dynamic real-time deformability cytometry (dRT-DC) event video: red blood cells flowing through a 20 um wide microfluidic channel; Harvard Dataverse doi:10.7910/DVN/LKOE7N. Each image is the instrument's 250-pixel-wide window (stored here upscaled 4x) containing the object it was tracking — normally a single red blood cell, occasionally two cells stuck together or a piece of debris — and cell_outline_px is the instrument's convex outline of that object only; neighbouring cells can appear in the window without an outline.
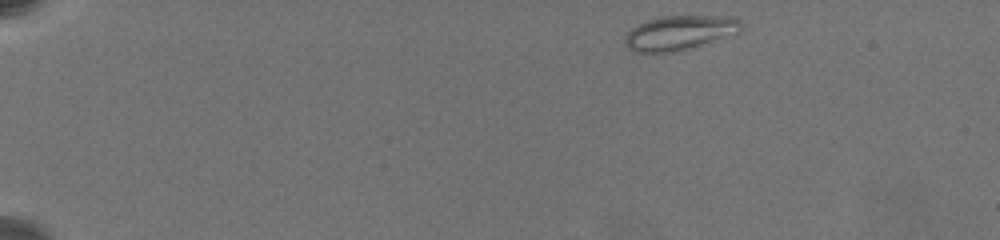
{"species": "common noctule bat (a hibernating species)", "species_latin": "Nyctalus noctula", "temperature_condition": "warm", "stored_images_in_passage": 29, "camera_frame_rate_fps": 3000, "um_per_image_px": 0.085, "animal": {"sex": "female", "body_mass_g": 19.5, "forearm_length_mm": 54.1}, "frame": {"image": 1, "passage_image": 1, "time_ms": 0.0, "image_size_px": [1000, 240], "cell_outline_px": [[740, 24], [736, 32], [688, 48], [672, 52], [636, 52], [628, 48], [624, 44], [624, 40], [628, 32], [632, 28], [648, 20], [660, 16], [724, 16], [736, 20]], "centroid_in_image_um": [57.63, 2.78], "position_along_channel_um": 27.4, "area_um2": 22.37}}
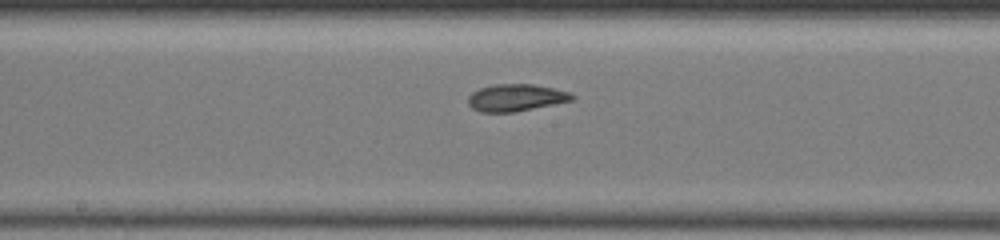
{"frame": {"image": 2, "passage_image": 15, "time_ms": 8.667, "image_size_px": [1000, 240], "cell_outline_px": [[576, 96], [572, 100], [516, 112], [480, 112], [472, 108], [468, 104], [468, 96], [472, 92], [480, 88], [496, 84], [532, 84], [552, 88], [568, 92]], "centroid_in_image_um": [43.82, 8.31], "position_along_channel_um": 204.4, "area_um2": 16.3}}
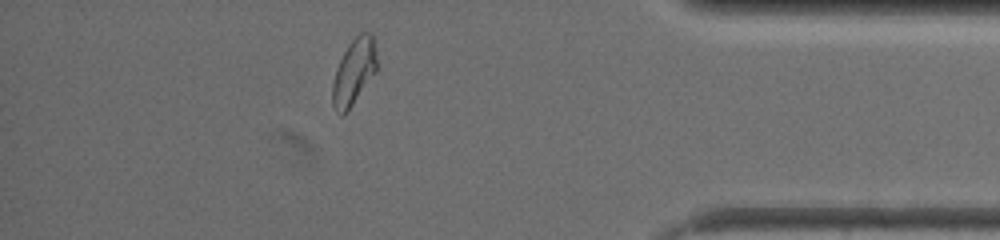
{"frame": {"image": 3, "passage_image": 25, "time_ms": 15.333, "image_size_px": [1000, 240], "cell_outline_px": [[376, 72], [344, 116], [340, 116], [332, 104], [332, 84], [336, 68], [348, 44], [360, 32], [372, 32], [376, 56]], "centroid_in_image_um": [30.07, 6.11], "position_along_channel_um": 405.1, "area_um2": 17.05}, "authors_computed_cell_mechanics": {"area_um2": 16.9932, "velocity_mm_per_s": 3.4158, "shape_relaxation_time_tau1_ms": 9.1399, "shape_relaxation_time_tau2_ms": 1.9446, "deformation_change_tau1": 0.1936, "deformation_change_tau2": 0.0722}}